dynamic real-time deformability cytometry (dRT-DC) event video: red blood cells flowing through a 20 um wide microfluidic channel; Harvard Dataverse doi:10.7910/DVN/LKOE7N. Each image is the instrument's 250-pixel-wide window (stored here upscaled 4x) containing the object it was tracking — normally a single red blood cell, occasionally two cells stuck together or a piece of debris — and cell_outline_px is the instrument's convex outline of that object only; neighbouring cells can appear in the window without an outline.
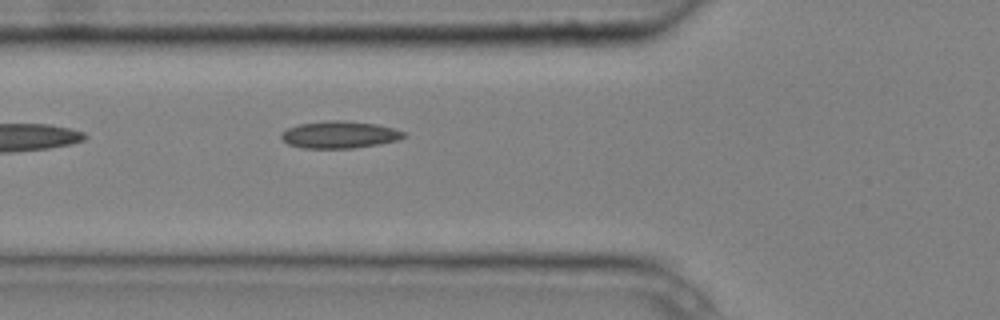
{"species": "common noctule bat (a hibernating species)", "species_latin": "Nyctalus noctula", "temperature_condition": "cold", "stored_images_in_passage": 6, "camera_frame_rate_fps": 3000, "um_per_image_px": 0.085, "animal": {"sex": "male", "body_mass_g": 20.4}, "frame": {"image": 1, "passage_image": 6, "time_ms": 1.667, "image_size_px": [1000, 320], "cell_outline_px": [[408, 136], [400, 140], [352, 148], [300, 148], [288, 144], [280, 136], [280, 132], [288, 128], [300, 124], [328, 120], [344, 120], [376, 124], [392, 128], [404, 132]], "centroid_in_image_um": [28.85, 11.44], "position_along_channel_um": 96.9, "area_um2": 19.36}}